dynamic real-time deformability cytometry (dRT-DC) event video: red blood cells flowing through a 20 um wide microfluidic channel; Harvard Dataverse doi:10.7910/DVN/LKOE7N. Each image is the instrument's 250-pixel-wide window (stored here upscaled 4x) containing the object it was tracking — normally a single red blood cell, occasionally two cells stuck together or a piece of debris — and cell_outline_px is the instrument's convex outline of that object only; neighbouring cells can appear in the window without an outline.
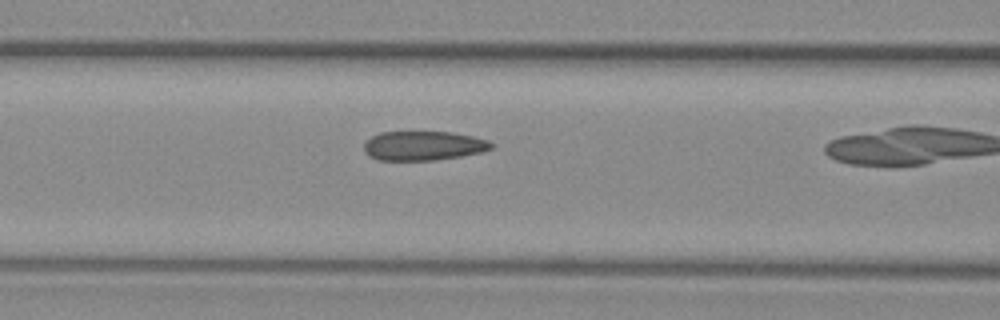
{"species": "common noctule bat (a hibernating species)", "species_latin": "Nyctalus noctula", "temperature_condition": "warm", "stored_images_in_passage": 8, "camera_frame_rate_fps": 3000, "um_per_image_px": 0.085, "animal": {"sex": "female", "body_mass_g": 29.2, "forearm_length_mm": 56.3}, "frame": {"image": 1, "passage_image": 3, "time_ms": 0.667, "image_size_px": [1000, 320], "cell_outline_px": [[492, 148], [480, 152], [460, 156], [436, 160], [376, 160], [368, 156], [364, 152], [364, 144], [372, 136], [380, 132], [452, 132], [472, 136], [488, 140], [492, 144]], "centroid_in_image_um": [35.95, 12.39], "position_along_channel_um": 130.7, "area_um2": 21.68}}
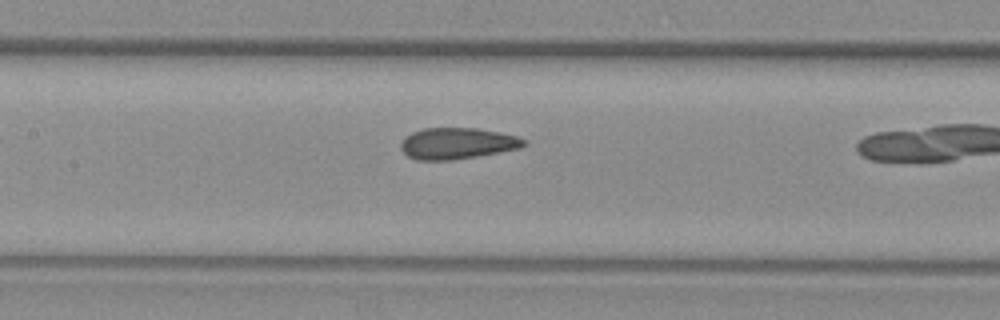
{"frame": {"image": 2, "passage_image": 6, "time_ms": 1.667, "image_size_px": [1000, 320], "cell_outline_px": [[528, 144], [520, 148], [500, 152], [452, 160], [416, 160], [408, 156], [400, 148], [400, 144], [412, 132], [424, 128], [476, 128], [516, 136], [524, 140]], "centroid_in_image_um": [38.86, 12.2], "position_along_channel_um": 168.5, "area_um2": 22.2}}